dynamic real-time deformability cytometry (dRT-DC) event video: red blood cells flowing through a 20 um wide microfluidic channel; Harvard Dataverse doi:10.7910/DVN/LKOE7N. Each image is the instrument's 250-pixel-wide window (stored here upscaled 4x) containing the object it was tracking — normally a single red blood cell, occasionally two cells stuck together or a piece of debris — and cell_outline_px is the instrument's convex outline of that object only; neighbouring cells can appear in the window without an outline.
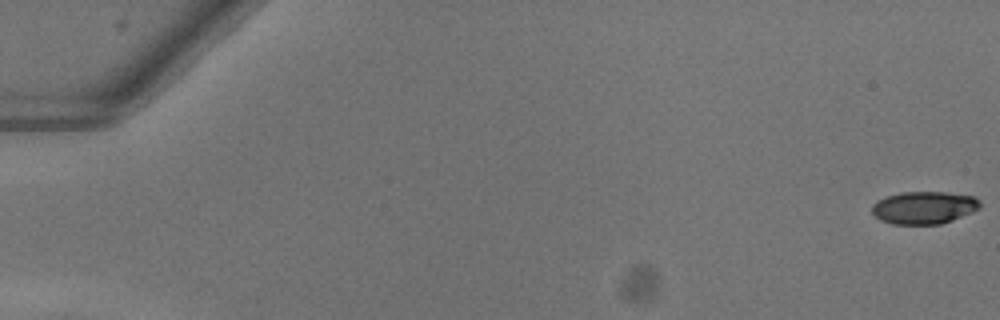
{"species": "common noctule bat (a hibernating species)", "species_latin": "Nyctalus noctula", "temperature_condition": "warm", "stored_images_in_passage": 53, "camera_frame_rate_fps": 3000, "um_per_image_px": 0.085, "animal": {"sex": "female"}, "frame": {"image": 1, "passage_image": 1, "time_ms": 0.0, "image_size_px": [1000, 320], "cell_outline_px": [[980, 208], [972, 212], [952, 220], [940, 224], [892, 224], [880, 220], [872, 212], [872, 204], [876, 200], [884, 196], [900, 192], [944, 192], [976, 196], [980, 200]], "centroid_in_image_um": [78.53, 17.63], "position_along_channel_um": 6.5, "area_um2": 20.69}}
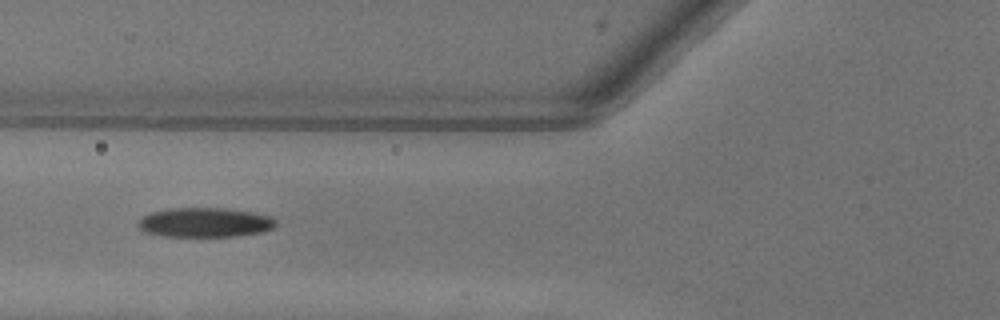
{"frame": {"image": 2, "passage_image": 22, "time_ms": 7.0, "image_size_px": [1000, 320], "cell_outline_px": [[276, 224], [272, 228], [260, 232], [236, 236], [164, 236], [144, 232], [140, 228], [140, 220], [144, 216], [152, 212], [168, 208], [224, 208], [252, 212], [272, 216], [276, 220]], "centroid_in_image_um": [17.44, 18.9], "position_along_channel_um": 108.4, "area_um2": 23.47}}
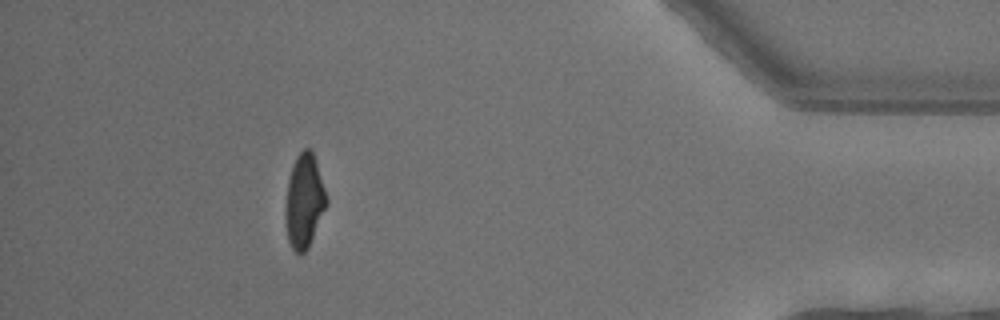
{"frame": {"image": 3, "passage_image": 48, "time_ms": 15.667, "image_size_px": [1000, 320], "cell_outline_px": [[328, 204], [308, 248], [300, 256], [292, 248], [288, 240], [284, 220], [284, 208], [288, 180], [292, 164], [296, 156], [304, 148], [312, 148], [328, 200]], "centroid_in_image_um": [25.84, 17.09], "position_along_channel_um": 409.4, "area_um2": 22.83}, "authors_computed_cell_mechanics": {"area_um2": 23.4668, "velocity_mm_per_s": 4.058, "shape_relaxation_time_tau1_ms": 6.1293, "shape_relaxation_time_tau2_ms": 3.0109, "deformation_change_tau1": 0.1949, "deformation_change_tau2": 0.0919}}